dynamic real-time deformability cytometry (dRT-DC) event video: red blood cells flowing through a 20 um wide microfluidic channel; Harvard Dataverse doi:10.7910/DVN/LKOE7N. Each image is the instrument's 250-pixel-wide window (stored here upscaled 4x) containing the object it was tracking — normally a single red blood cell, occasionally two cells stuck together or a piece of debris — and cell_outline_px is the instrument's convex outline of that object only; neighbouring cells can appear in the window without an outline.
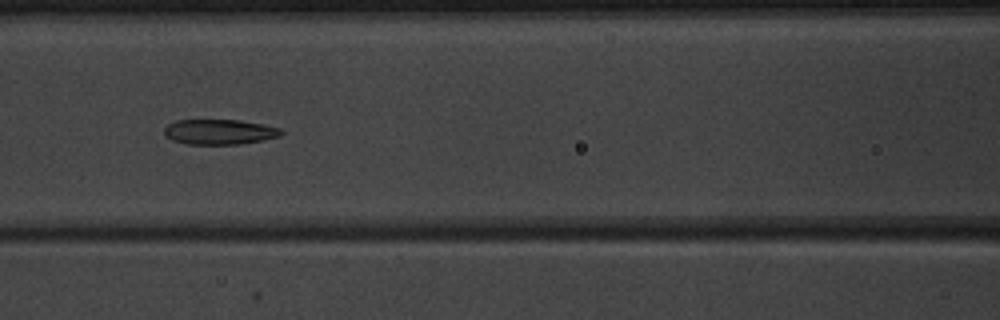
{"species": "common noctule bat (a hibernating species)", "species_latin": "Nyctalus noctula", "temperature_condition": "warm", "stored_images_in_passage": 53, "segment_of_instrument_passage": [1, 2], "camera_frame_rate_fps": 3000, "um_per_image_px": 0.085, "animal": {"sex": "male", "body_mass_g": 20.1, "forearm_length_mm": 53.5}, "frame": {"image": 1, "passage_image": 24, "time_ms": 7.667, "image_size_px": [1000, 320], "cell_outline_px": [[284, 132], [280, 136], [264, 140], [240, 144], [188, 144], [172, 140], [164, 136], [164, 128], [168, 124], [176, 120], [240, 120], [264, 124], [280, 128]], "centroid_in_image_um": [18.66, 11.21], "position_along_channel_um": 147.9, "area_um2": 17.28}}
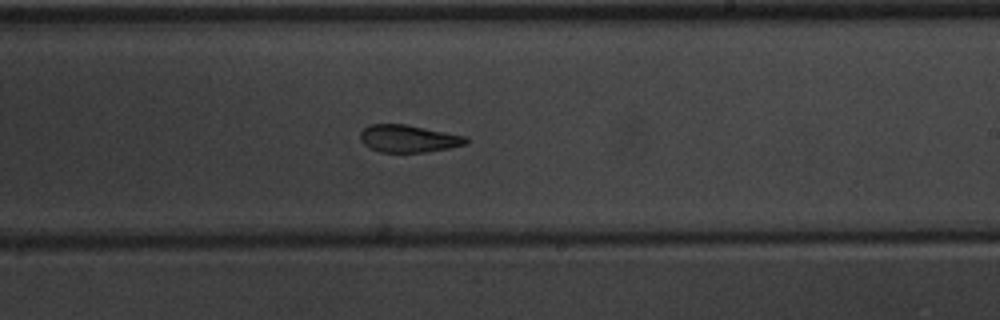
{"frame": {"image": 2, "passage_image": 32, "time_ms": 10.333, "image_size_px": [1000, 320], "cell_outline_px": [[468, 144], [448, 148], [424, 152], [380, 152], [368, 148], [360, 140], [360, 132], [368, 124], [404, 124], [464, 136], [468, 140]], "centroid_in_image_um": [34.66, 11.79], "position_along_channel_um": 254.3, "area_um2": 16.76}}
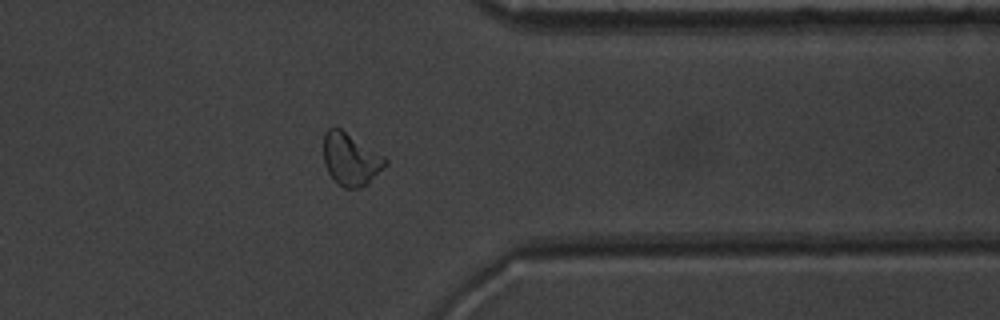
{"frame": {"image": 3, "passage_image": 42, "time_ms": 13.667, "image_size_px": [1000, 320], "cell_outline_px": [[388, 164], [368, 184], [360, 188], [344, 188], [336, 184], [328, 172], [324, 164], [324, 132], [328, 128], [340, 128], [384, 156], [388, 160]], "centroid_in_image_um": [29.81, 13.57], "position_along_channel_um": 381.6, "area_um2": 18.96}}